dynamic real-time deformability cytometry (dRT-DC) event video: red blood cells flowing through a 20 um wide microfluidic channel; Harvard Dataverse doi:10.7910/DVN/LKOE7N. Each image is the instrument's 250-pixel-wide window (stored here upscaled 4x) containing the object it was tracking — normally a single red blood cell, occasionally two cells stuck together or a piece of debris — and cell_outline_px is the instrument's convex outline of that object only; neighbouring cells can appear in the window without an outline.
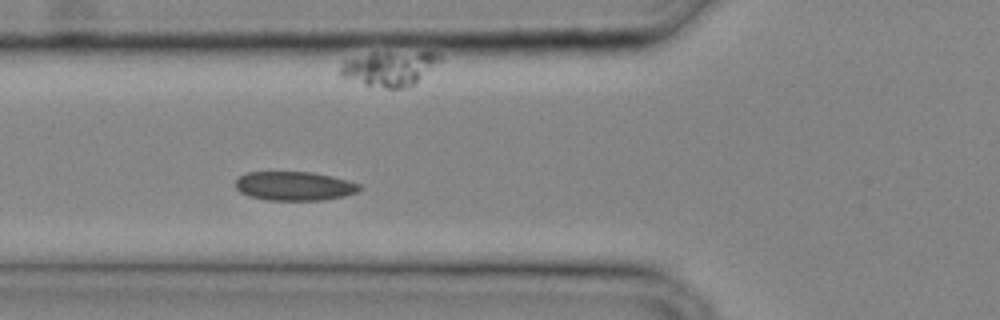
{"species": "common noctule bat (a hibernating species)", "species_latin": "Nyctalus noctula", "temperature_condition": "cold", "stored_images_in_passage": 26, "camera_frame_rate_fps": 3000, "um_per_image_px": 0.085, "animal": {"sex": "male", "body_mass_g": 20.4}, "frame": {"image": 1, "passage_image": 5, "time_ms": 1.333, "image_size_px": [1000, 320], "cell_outline_px": [[364, 188], [356, 192], [344, 196], [324, 200], [268, 200], [248, 196], [240, 192], [236, 188], [236, 180], [240, 176], [248, 172], [312, 172], [332, 176], [348, 180], [360, 184]], "centroid_in_image_um": [25.05, 15.81], "position_along_channel_um": 100.8, "area_um2": 21.04}}
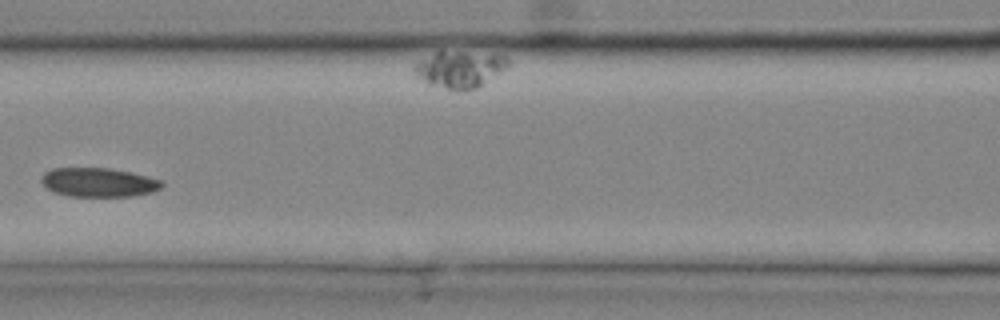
{"frame": {"image": 2, "passage_image": 8, "time_ms": 2.333, "image_size_px": [1000, 320], "cell_outline_px": [[164, 184], [160, 188], [152, 192], [132, 196], [68, 196], [52, 192], [40, 180], [44, 172], [52, 168], [108, 168], [132, 172], [164, 180]], "centroid_in_image_um": [8.4, 15.49], "position_along_channel_um": 158.2, "area_um2": 20.52}}